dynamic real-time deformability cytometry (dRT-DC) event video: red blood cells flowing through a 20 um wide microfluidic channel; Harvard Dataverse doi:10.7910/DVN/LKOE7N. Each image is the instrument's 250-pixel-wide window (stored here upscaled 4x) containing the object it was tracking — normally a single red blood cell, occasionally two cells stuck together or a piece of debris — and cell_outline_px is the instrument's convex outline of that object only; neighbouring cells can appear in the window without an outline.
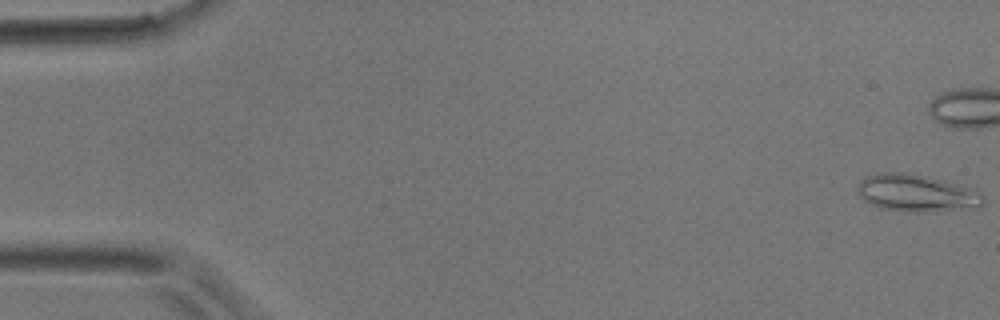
{"species": "common noctule bat (a hibernating species)", "species_latin": "Nyctalus noctula", "temperature_condition": "room temperature", "stored_images_in_passage": 48, "camera_frame_rate_fps": 3000, "um_per_image_px": 0.085, "animal": {"sex": "male", "body_mass_g": 17.9}, "frame": {"image": 1, "passage_image": 1, "time_ms": 0.0, "image_size_px": [1000, 320], "cell_outline_px": [[984, 204], [980, 208], [924, 212], [904, 212], [880, 208], [864, 200], [860, 196], [856, 188], [856, 184], [860, 180], [868, 176], [880, 172], [900, 172], [924, 176], [944, 180], [968, 188], [984, 196]], "centroid_in_image_um": [77.88, 16.43], "position_along_channel_um": 7.1, "area_um2": 27.34}}
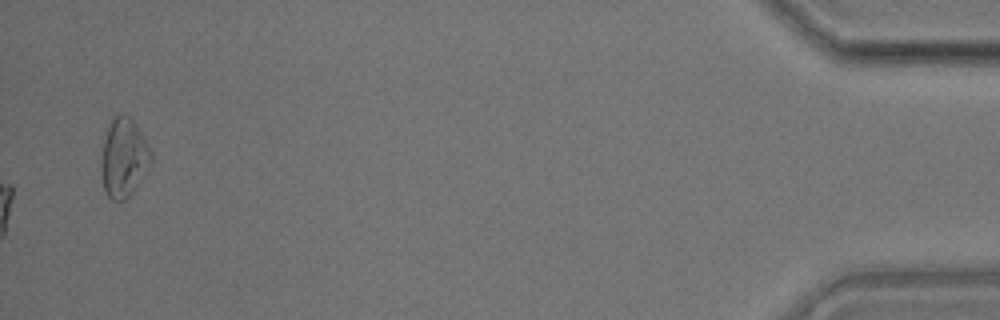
{"frame": {"image": 2, "passage_image": 48, "time_ms": 15.667, "image_size_px": [1000, 320], "cell_outline_px": [[152, 160], [132, 192], [124, 200], [112, 200], [104, 192], [100, 172], [100, 156], [104, 140], [112, 116], [124, 112], [136, 124], [152, 152]], "centroid_in_image_um": [10.47, 13.39], "position_along_channel_um": 424.7, "area_um2": 22.95}}